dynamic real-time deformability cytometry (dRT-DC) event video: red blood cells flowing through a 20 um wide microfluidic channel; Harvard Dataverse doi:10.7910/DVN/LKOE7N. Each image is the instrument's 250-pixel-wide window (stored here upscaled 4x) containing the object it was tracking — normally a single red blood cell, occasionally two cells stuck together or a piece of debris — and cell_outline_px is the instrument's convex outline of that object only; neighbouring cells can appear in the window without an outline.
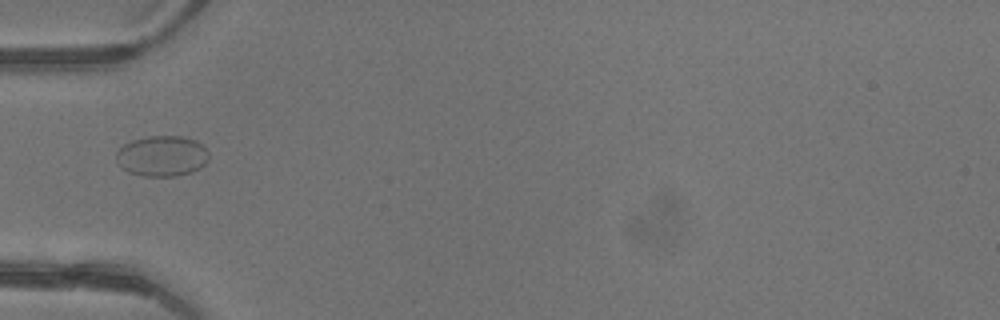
{"species": "common noctule bat (a hibernating species)", "species_latin": "Nyctalus noctula", "temperature_condition": "warm", "stored_images_in_passage": 6, "camera_frame_rate_fps": 3000, "um_per_image_px": 0.085, "animal": {"sex": "female"}, "frame": {"image": 1, "passage_image": 5, "time_ms": 1.333, "image_size_px": [1000, 320], "cell_outline_px": [[208, 160], [200, 168], [192, 172], [176, 176], [144, 176], [128, 172], [116, 164], [116, 152], [124, 144], [132, 140], [148, 136], [180, 136], [196, 140], [208, 152]], "centroid_in_image_um": [13.74, 13.27], "position_along_channel_um": 71.3, "area_um2": 22.02}}
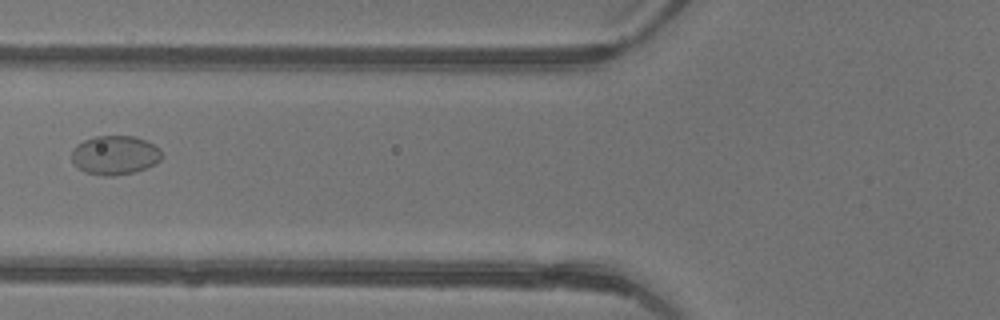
{"frame": {"image": 2, "passage_image": 6, "time_ms": 1.667, "image_size_px": [1000, 320], "cell_outline_px": [[160, 160], [156, 164], [136, 172], [116, 176], [104, 176], [84, 172], [72, 160], [72, 148], [76, 144], [84, 140], [96, 136], [136, 136], [160, 148]], "centroid_in_image_um": [9.76, 13.19], "position_along_channel_um": 116.0, "area_um2": 20.58}}